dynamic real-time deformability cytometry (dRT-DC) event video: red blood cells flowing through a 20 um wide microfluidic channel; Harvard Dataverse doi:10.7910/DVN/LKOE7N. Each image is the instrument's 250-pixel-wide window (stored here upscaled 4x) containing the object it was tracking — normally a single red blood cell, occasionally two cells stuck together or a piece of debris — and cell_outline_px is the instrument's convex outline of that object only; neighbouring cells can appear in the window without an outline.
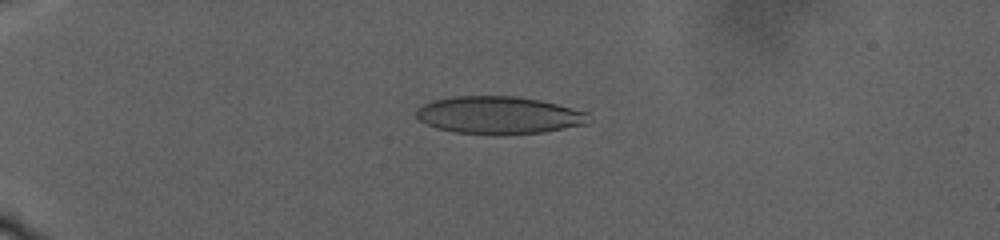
{"species": "human", "species_latin": "Homo sapiens", "temperature_condition": "warm", "stored_images_in_passage": 59, "camera_frame_rate_fps": 3000, "um_per_image_px": 0.085, "donor": {"sex": "male"}, "frame": {"image": 1, "passage_image": 20, "time_ms": 9.0, "image_size_px": [1000, 240], "cell_outline_px": [[592, 120], [588, 124], [544, 132], [504, 136], [492, 136], [456, 132], [436, 128], [424, 124], [416, 116], [416, 108], [432, 100], [452, 96], [516, 96], [540, 100], [588, 112]], "centroid_in_image_um": [42.41, 9.81], "position_along_channel_um": 42.6, "area_um2": 38.55}}
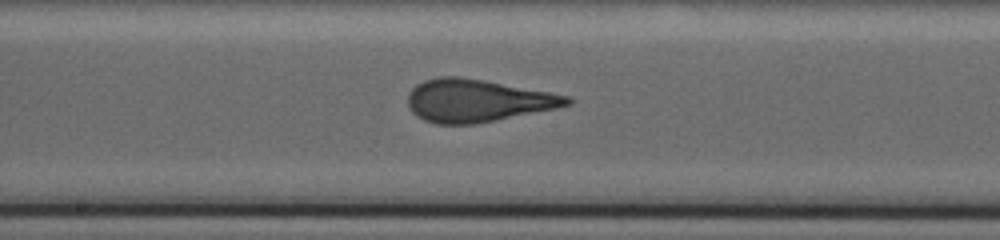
{"frame": {"image": 2, "passage_image": 41, "time_ms": 19.0, "image_size_px": [1000, 240], "cell_outline_px": [[572, 104], [556, 108], [496, 120], [472, 124], [436, 124], [424, 120], [416, 116], [408, 108], [408, 92], [416, 84], [424, 80], [440, 76], [460, 76], [484, 80], [548, 92], [568, 96], [572, 100]], "centroid_in_image_um": [40.51, 8.55], "position_along_channel_um": 207.7, "area_um2": 39.42}}
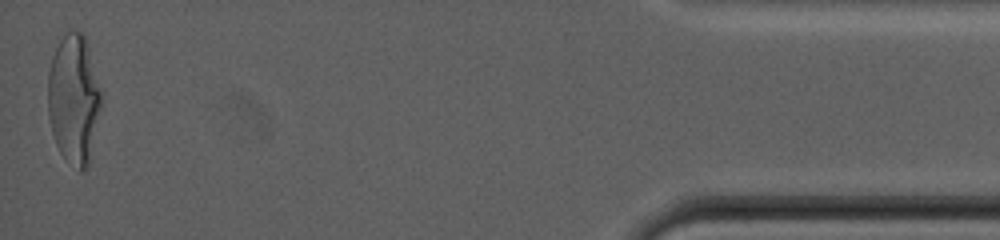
{"frame": {"image": 3, "passage_image": 59, "time_ms": 31.667, "image_size_px": [1000, 240], "cell_outline_px": [[104, 100], [88, 168], [80, 172], [60, 152], [56, 144], [52, 132], [48, 116], [48, 72], [52, 56], [60, 40], [68, 28], [84, 32]], "centroid_in_image_um": [6.3, 8.41], "position_along_channel_um": 428.9, "area_um2": 40.98}, "authors_computed_cell_mechanics": {"area_um2": 39.015, "velocity_mm_per_s": 2.29, "shape_relaxation_time_tau1_ms": 11.0731, "shape_relaxation_time_tau2_ms": 1.2393, "deformation_change_tau1": 0.2625, "deformation_change_tau2": 0.1036}}